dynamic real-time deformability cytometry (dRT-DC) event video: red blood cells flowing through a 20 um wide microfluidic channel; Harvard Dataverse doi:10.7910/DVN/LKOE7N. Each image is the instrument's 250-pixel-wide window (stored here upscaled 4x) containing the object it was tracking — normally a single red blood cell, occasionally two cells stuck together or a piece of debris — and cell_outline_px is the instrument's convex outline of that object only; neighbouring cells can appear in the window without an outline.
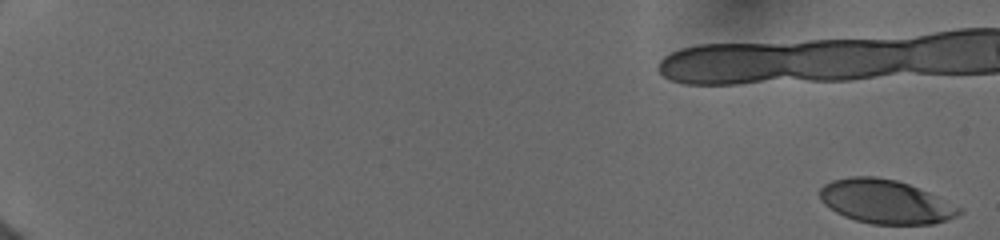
{"species": "human", "species_latin": "Homo sapiens", "temperature_condition": "cold", "stored_images_in_passage": 29, "camera_frame_rate_fps": 3000, "um_per_image_px": 0.085, "donor": {"sex": "female"}, "frame": {"image": 1, "passage_image": 1, "time_ms": 0.0, "image_size_px": [1000, 240], "cell_outline_px": [[964, 212], [948, 220], [932, 224], [872, 224], [856, 220], [844, 216], [836, 212], [824, 204], [820, 200], [820, 188], [824, 184], [832, 180], [848, 176], [876, 176], [896, 180], [908, 184], [928, 192], [964, 208]], "centroid_in_image_um": [75.28, 17.14], "position_along_channel_um": 9.7, "area_um2": 35.78}}